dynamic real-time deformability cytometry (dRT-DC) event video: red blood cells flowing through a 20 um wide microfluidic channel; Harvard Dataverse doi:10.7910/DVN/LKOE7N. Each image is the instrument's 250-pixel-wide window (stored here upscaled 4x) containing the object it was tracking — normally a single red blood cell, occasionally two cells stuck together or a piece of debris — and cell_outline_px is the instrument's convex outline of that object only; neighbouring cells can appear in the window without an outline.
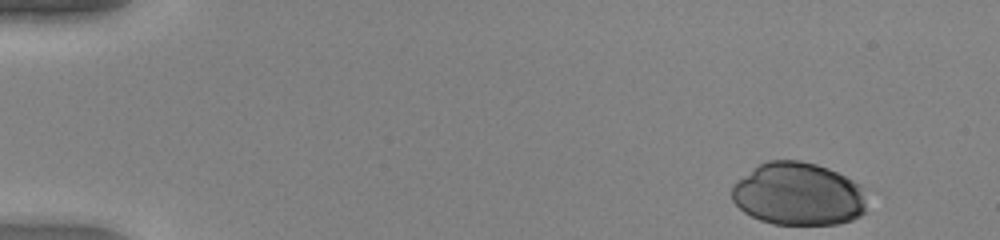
{"species": "human", "species_latin": "Homo sapiens", "temperature_condition": "warm", "stored_images_in_passage": 40, "camera_frame_rate_fps": 3000, "um_per_image_px": 0.085, "donor": {"sex": "female"}, "frame": {"image": 1, "passage_image": 1, "time_ms": 0.0, "image_size_px": [1000, 240], "cell_outline_px": [[864, 212], [860, 216], [852, 220], [840, 224], [772, 224], [760, 220], [744, 212], [732, 200], [732, 184], [736, 180], [760, 164], [768, 160], [800, 160], [816, 164], [828, 168], [860, 184], [864, 188]], "centroid_in_image_um": [67.84, 16.5], "position_along_channel_um": 17.2, "area_um2": 49.53}}
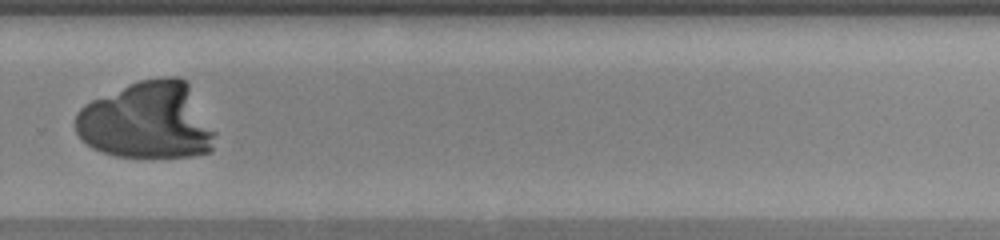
{"frame": {"image": 2, "passage_image": 32, "time_ms": 10.333, "image_size_px": [1000, 240], "cell_outline_px": [[216, 132], [212, 152], [192, 156], [116, 156], [92, 148], [76, 132], [76, 112], [84, 104], [92, 100], [140, 80], [160, 76], [180, 76], [188, 84]], "centroid_in_image_um": [12.54, 10.25], "position_along_channel_um": 317.3, "area_um2": 62.48}}